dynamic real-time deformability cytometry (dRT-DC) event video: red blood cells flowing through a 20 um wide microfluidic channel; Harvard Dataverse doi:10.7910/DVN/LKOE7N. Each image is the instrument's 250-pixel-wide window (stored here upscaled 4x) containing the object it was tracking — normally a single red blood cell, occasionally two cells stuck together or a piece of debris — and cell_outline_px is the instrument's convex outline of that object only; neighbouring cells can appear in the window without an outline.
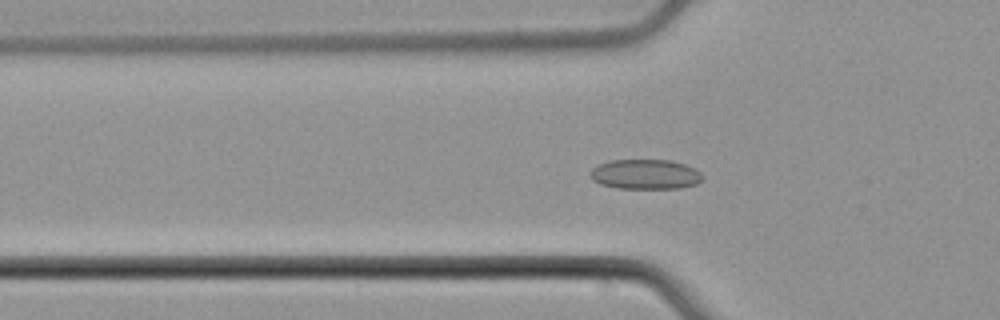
{"species": "common noctule bat (a hibernating species)", "species_latin": "Nyctalus noctula", "temperature_condition": "cold", "stored_images_in_passage": 55, "camera_frame_rate_fps": 3000, "um_per_image_px": 0.085, "animal": {"sex": "male", "body_mass_g": 21.5, "forearm_length_mm": 52.0}, "frame": {"image": 1, "passage_image": 18, "time_ms": 5.667, "image_size_px": [1000, 320], "cell_outline_px": [[704, 180], [696, 184], [680, 188], [620, 188], [600, 184], [592, 180], [588, 176], [592, 168], [608, 160], [672, 160], [684, 164], [700, 172], [704, 176]], "centroid_in_image_um": [54.85, 14.81], "position_along_channel_um": 71.0, "area_um2": 19.65}}
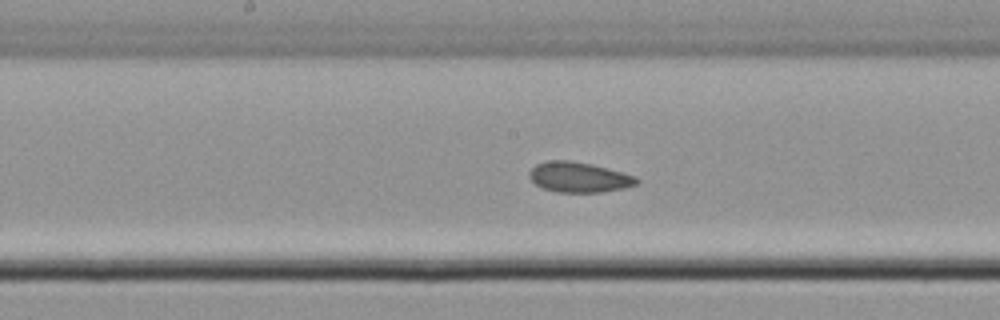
{"frame": {"image": 2, "passage_image": 28, "time_ms": 9.0, "image_size_px": [1000, 320], "cell_outline_px": [[640, 180], [636, 184], [624, 188], [600, 192], [556, 192], [544, 188], [536, 184], [528, 176], [528, 172], [536, 164], [548, 160], [568, 160], [592, 164], [636, 176]], "centroid_in_image_um": [49.2, 15.05], "position_along_channel_um": 199.0, "area_um2": 18.84}}
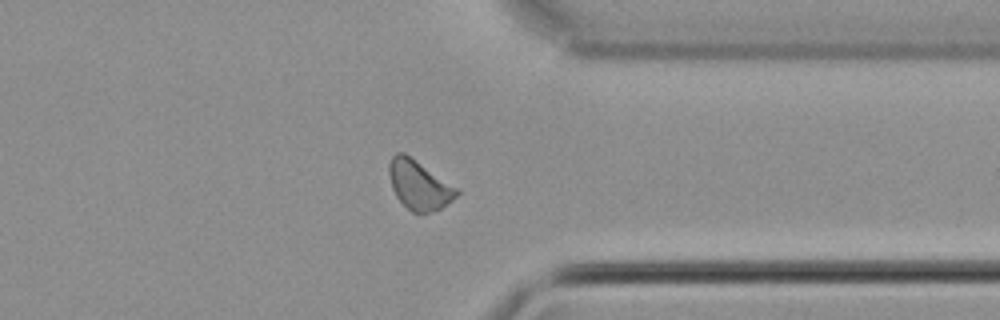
{"frame": {"image": 3, "passage_image": 42, "time_ms": 13.667, "image_size_px": [1000, 320], "cell_outline_px": [[460, 192], [452, 200], [440, 208], [432, 212], [412, 212], [396, 196], [392, 188], [388, 172], [388, 164], [392, 156], [396, 152], [404, 152], [456, 188]], "centroid_in_image_um": [35.57, 15.71], "position_along_channel_um": 375.8, "area_um2": 18.9}, "authors_computed_cell_mechanics": {"area_um2": 19.1318, "velocity_mm_per_s": 3.8686, "shape_relaxation_time_tau1_ms": 1.5841, "shape_relaxation_time_tau2_ms": 3.1613, "deformation_change_tau1": 0.0304, "deformation_change_tau2": 0.0791}}